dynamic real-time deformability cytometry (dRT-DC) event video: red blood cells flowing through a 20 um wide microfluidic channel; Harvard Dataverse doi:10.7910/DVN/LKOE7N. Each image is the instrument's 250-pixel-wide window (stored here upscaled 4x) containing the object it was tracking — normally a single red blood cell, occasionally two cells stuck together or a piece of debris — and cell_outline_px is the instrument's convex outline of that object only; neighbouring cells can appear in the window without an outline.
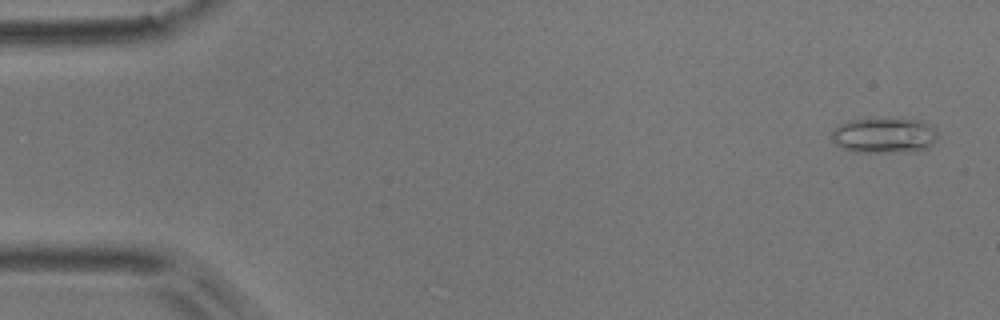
{"species": "common noctule bat (a hibernating species)", "species_latin": "Nyctalus noctula", "temperature_condition": "room temperature", "stored_images_in_passage": 6, "camera_frame_rate_fps": 3000, "um_per_image_px": 0.085, "animal": {"sex": "male", "body_mass_g": 17.9}, "frame": {"image": 1, "passage_image": 1, "time_ms": 0.0, "image_size_px": [1000, 320], "cell_outline_px": [[936, 140], [928, 148], [916, 152], [852, 152], [836, 144], [832, 140], [832, 132], [840, 124], [848, 120], [900, 116], [924, 120], [936, 128]], "centroid_in_image_um": [75.22, 11.47], "position_along_channel_um": 9.8, "area_um2": 22.83}}